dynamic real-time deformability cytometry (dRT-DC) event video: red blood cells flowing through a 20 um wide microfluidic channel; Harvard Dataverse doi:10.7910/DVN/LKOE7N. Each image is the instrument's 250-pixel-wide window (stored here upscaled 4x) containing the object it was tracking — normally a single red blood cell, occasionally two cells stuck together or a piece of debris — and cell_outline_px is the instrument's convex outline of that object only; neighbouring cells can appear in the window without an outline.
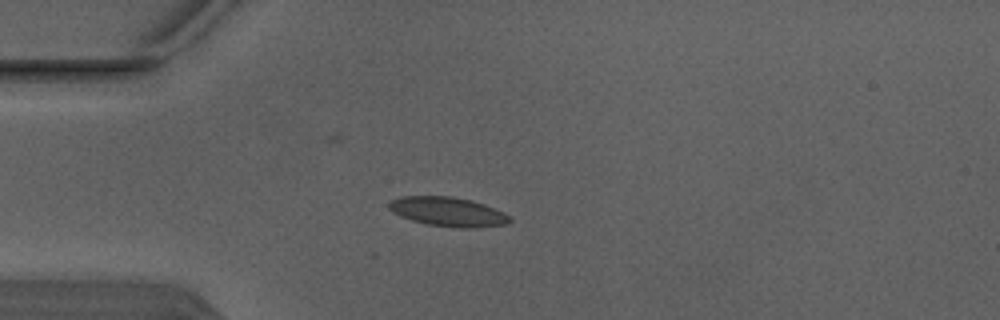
{"species": "Egyptian fruit bat (a non-hibernating species)", "species_latin": "Rousettus aegyptiacus", "temperature_condition": "warm", "stored_images_in_passage": 4, "camera_frame_rate_fps": 3000, "um_per_image_px": 0.085, "animal": {"sex": "male"}, "frame": {"image": 1, "passage_image": 3, "time_ms": 0.667, "image_size_px": [1000, 320], "cell_outline_px": [[512, 220], [508, 224], [472, 228], [460, 228], [428, 224], [412, 220], [400, 216], [392, 212], [388, 208], [388, 204], [392, 200], [400, 196], [452, 196], [472, 200], [484, 204], [504, 212]], "centroid_in_image_um": [38.08, 17.99], "position_along_channel_um": 46.9, "area_um2": 20.63}}